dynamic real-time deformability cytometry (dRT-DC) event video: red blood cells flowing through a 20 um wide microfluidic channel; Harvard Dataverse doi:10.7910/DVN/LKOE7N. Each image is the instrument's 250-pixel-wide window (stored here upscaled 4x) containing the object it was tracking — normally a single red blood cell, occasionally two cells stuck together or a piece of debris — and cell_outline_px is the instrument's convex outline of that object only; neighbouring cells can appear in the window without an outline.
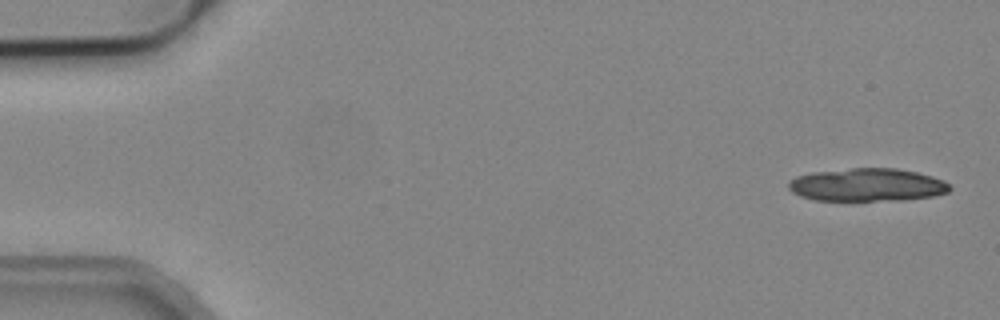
{"species": "common noctule bat (a hibernating species)", "species_latin": "Nyctalus noctula", "temperature_condition": "cold", "stored_images_in_passage": 5, "camera_frame_rate_fps": 3000, "um_per_image_px": 0.085, "animal": {"sex": "male", "body_mass_g": 19.2, "forearm_length_mm": 51.8}, "frame": {"image": 1, "passage_image": 1, "time_ms": 0.0, "image_size_px": [1000, 320], "cell_outline_px": [[952, 188], [948, 192], [932, 196], [904, 200], [816, 200], [800, 196], [792, 192], [788, 188], [788, 180], [796, 176], [812, 172], [852, 168], [896, 168], [916, 172], [932, 176], [944, 180]], "centroid_in_image_um": [73.69, 15.71], "position_along_channel_um": 11.3, "area_um2": 31.04}}